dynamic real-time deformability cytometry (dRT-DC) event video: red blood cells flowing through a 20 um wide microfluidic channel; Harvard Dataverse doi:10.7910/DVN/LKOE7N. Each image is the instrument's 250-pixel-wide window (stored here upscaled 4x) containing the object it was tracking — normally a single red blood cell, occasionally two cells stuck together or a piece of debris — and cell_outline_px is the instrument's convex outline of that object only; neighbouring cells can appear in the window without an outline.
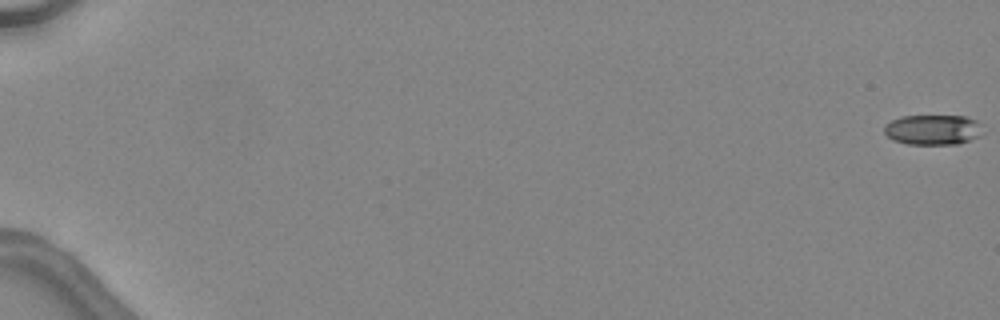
{"species": "common noctule bat (a hibernating species)", "species_latin": "Nyctalus noctula", "temperature_condition": "warm", "stored_images_in_passage": 17, "camera_frame_rate_fps": 3000, "um_per_image_px": 0.085, "animal": {"sex": "female", "body_mass_g": 24.6, "forearm_length_mm": 56.2}, "frame": {"image": 1, "passage_image": 1, "time_ms": 0.0, "image_size_px": [1000, 320], "cell_outline_px": [[980, 136], [956, 144], [908, 144], [892, 140], [884, 132], [884, 124], [900, 116], [964, 116], [976, 120]], "centroid_in_image_um": [79.21, 11.02], "position_along_channel_um": 5.8, "area_um2": 17.05}}
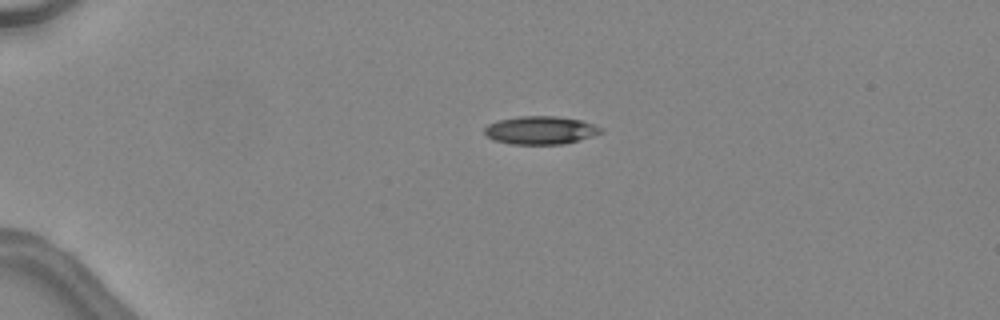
{"frame": {"image": 2, "passage_image": 14, "time_ms": 4.333, "image_size_px": [1000, 320], "cell_outline_px": [[604, 132], [580, 140], [564, 144], [512, 144], [492, 140], [484, 132], [484, 128], [488, 124], [496, 120], [520, 116], [556, 116], [580, 120], [604, 128]], "centroid_in_image_um": [45.94, 11.07], "position_along_channel_um": 39.1, "area_um2": 19.19}}